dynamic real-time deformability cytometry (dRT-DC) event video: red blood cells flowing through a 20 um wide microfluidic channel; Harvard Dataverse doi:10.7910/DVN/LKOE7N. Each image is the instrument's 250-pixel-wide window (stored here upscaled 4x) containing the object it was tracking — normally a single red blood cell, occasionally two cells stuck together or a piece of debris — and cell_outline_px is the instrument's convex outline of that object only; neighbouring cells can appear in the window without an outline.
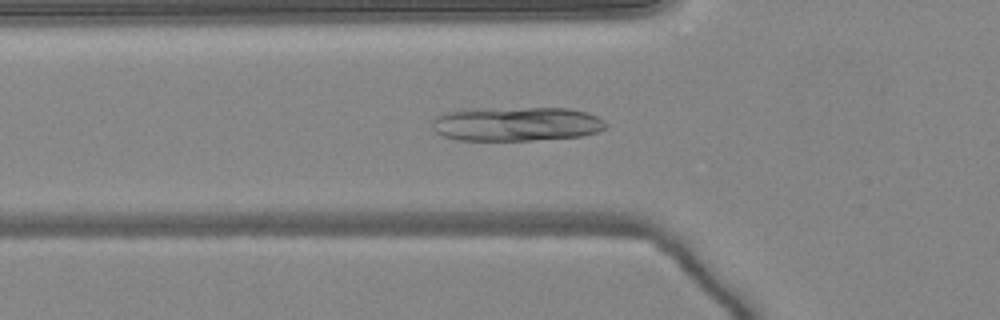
{"species": "common noctule bat (a hibernating species)", "species_latin": "Nyctalus noctula", "temperature_condition": "warm", "stored_images_in_passage": 49, "camera_frame_rate_fps": 3000, "um_per_image_px": 0.085, "animal": {"sex": "female", "body_mass_g": 24.6, "forearm_length_mm": 56.2}, "frame": {"image": 1, "passage_image": 16, "time_ms": 5.0, "image_size_px": [1000, 320], "cell_outline_px": [[608, 124], [604, 128], [596, 132], [584, 136], [532, 140], [456, 140], [444, 136], [436, 132], [432, 128], [432, 120], [436, 116], [444, 112], [464, 108], [568, 108], [584, 112], [596, 116], [604, 120]], "centroid_in_image_um": [43.84, 10.53], "position_along_channel_um": 82.0, "area_um2": 34.97}}
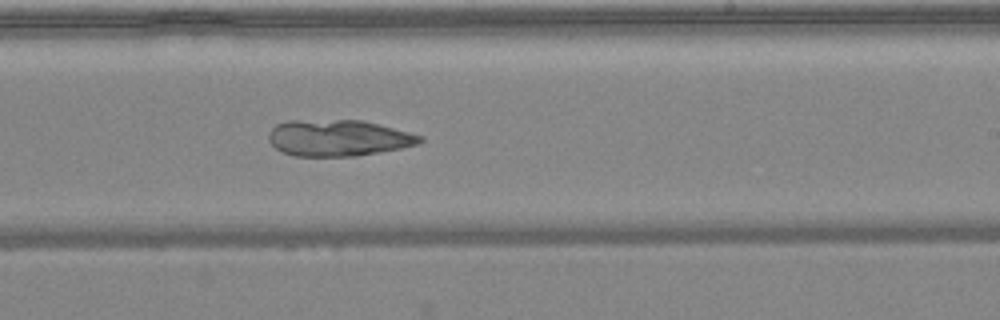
{"frame": {"image": 2, "passage_image": 29, "time_ms": 9.333, "image_size_px": [1000, 320], "cell_outline_px": [[424, 140], [420, 144], [400, 148], [356, 156], [296, 156], [284, 152], [276, 148], [268, 140], [268, 132], [276, 124], [288, 120], [360, 120], [380, 124], [408, 132], [420, 136]], "centroid_in_image_um": [28.73, 11.72], "position_along_channel_um": 260.3, "area_um2": 31.96}}
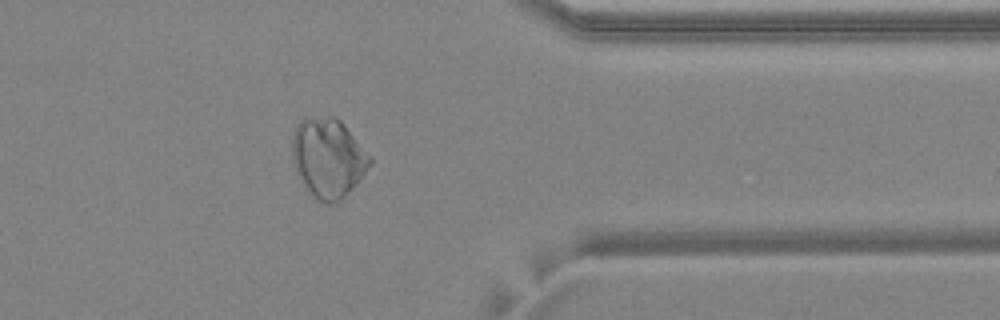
{"frame": {"image": 3, "passage_image": 39, "time_ms": 12.667, "image_size_px": [1000, 320], "cell_outline_px": [[372, 160], [356, 184], [340, 200], [328, 204], [312, 196], [300, 184], [292, 160], [292, 136], [296, 124], [304, 116], [336, 116], [344, 124], [372, 156]], "centroid_in_image_um": [27.84, 13.38], "position_along_channel_um": 383.6, "area_um2": 36.36}}